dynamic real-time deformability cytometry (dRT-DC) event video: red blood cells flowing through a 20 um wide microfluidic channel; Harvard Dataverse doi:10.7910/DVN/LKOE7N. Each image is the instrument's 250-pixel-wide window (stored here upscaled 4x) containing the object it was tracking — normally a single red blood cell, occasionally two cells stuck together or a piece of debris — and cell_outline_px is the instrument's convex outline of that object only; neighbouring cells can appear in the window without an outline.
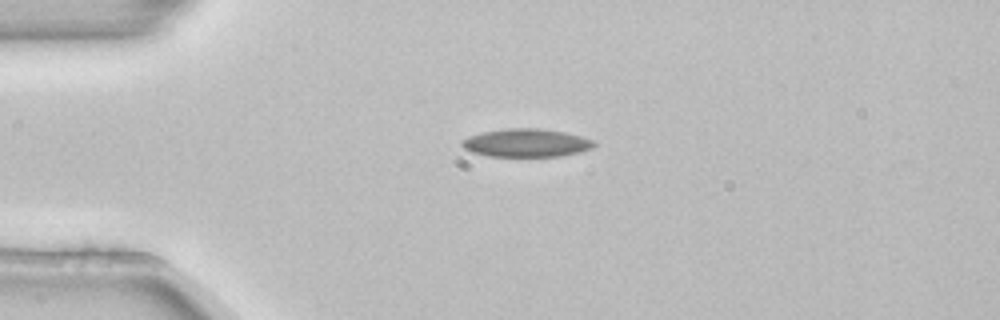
{"species": "common noctule bat (a hibernating species)", "species_latin": "Nyctalus noctula", "temperature_condition": "room temperature", "stored_images_in_passage": 4, "camera_frame_rate_fps": 3000, "um_per_image_px": 0.085, "animal": {"sex": "female", "body_mass_g": 22.7, "forearm_length_mm": 54.2}, "frame": {"image": 1, "passage_image": 2, "time_ms": 0.333, "image_size_px": [1000, 320], "cell_outline_px": [[596, 144], [592, 148], [580, 152], [560, 156], [488, 156], [472, 152], [464, 148], [460, 144], [460, 140], [468, 136], [480, 132], [508, 128], [540, 128], [564, 132], [580, 136], [592, 140]], "centroid_in_image_um": [44.69, 12.14], "position_along_channel_um": 40.3, "area_um2": 21.73}}